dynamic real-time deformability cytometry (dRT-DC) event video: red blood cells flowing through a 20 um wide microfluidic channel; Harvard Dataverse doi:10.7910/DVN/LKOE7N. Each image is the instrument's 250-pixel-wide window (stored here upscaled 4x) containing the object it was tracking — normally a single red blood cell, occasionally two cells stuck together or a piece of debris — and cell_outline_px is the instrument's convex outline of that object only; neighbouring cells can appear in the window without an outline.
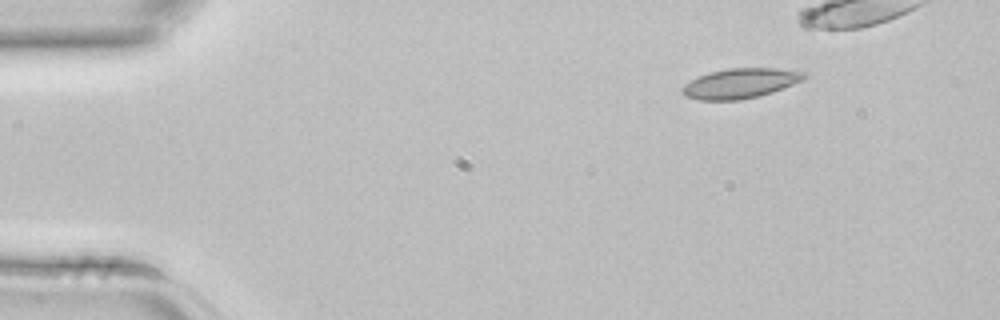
{"species": "common noctule bat (a hibernating species)", "species_latin": "Nyctalus noctula", "temperature_condition": "room temperature", "stored_images_in_passage": 4, "camera_frame_rate_fps": 3000, "um_per_image_px": 0.085, "animal": {"sex": "female", "body_mass_g": 22.7, "forearm_length_mm": 54.2}, "frame": {"image": 1, "passage_image": 1, "time_ms": 0.0, "image_size_px": [1000, 320], "cell_outline_px": [[808, 76], [804, 80], [772, 92], [760, 96], [740, 100], [700, 100], [684, 96], [680, 92], [680, 88], [684, 84], [708, 72], [728, 68], [776, 68], [808, 72]], "centroid_in_image_um": [62.94, 7.08], "position_along_channel_um": 22.1, "area_um2": 21.5}}